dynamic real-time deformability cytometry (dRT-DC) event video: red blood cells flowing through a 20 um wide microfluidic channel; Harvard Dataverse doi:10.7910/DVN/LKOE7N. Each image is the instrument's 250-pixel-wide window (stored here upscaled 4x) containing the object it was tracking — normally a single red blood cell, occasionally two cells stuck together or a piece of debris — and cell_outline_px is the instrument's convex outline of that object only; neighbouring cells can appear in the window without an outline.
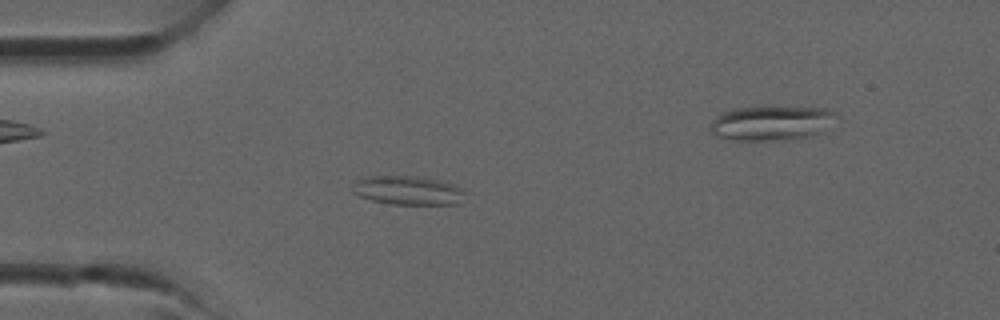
{"species": "common noctule bat (a hibernating species)", "species_latin": "Nyctalus noctula", "temperature_condition": "room temperature", "stored_images_in_passage": 22, "camera_frame_rate_fps": 3000, "um_per_image_px": 0.085, "animal": {"sex": "male", "forearm_length_mm": 52.5}, "frame": {"image": 1, "passage_image": 11, "time_ms": 3.333, "image_size_px": [1000, 320], "cell_outline_px": [[468, 192], [460, 204], [388, 204], [372, 200], [360, 196], [352, 192], [352, 184], [356, 180], [368, 176], [416, 176], [440, 180], [464, 188]], "centroid_in_image_um": [34.72, 16.18], "position_along_channel_um": 50.3, "area_um2": 19.31}}
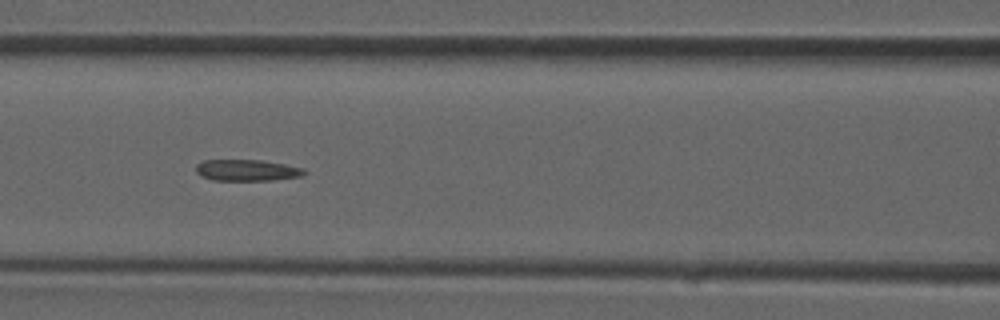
{"frame": {"image": 2, "passage_image": 17, "time_ms": 5.333, "image_size_px": [1000, 320], "cell_outline_px": [[308, 172], [304, 176], [272, 180], [212, 180], [200, 176], [196, 172], [196, 164], [204, 160], [260, 160], [284, 164], [304, 168]], "centroid_in_image_um": [21.01, 14.47], "position_along_channel_um": 145.6, "area_um2": 13.58}}
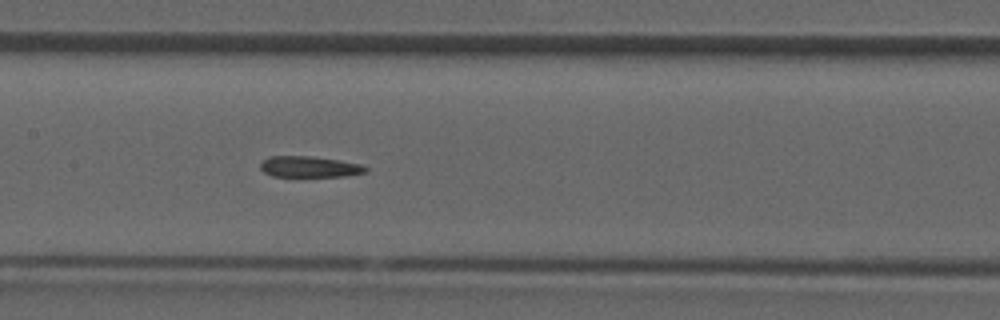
{"frame": {"image": 3, "passage_image": 19, "time_ms": 6.0, "image_size_px": [1000, 320], "cell_outline_px": [[368, 172], [344, 176], [272, 176], [264, 172], [260, 168], [260, 164], [268, 156], [308, 156], [340, 160], [360, 164], [368, 168]], "centroid_in_image_um": [26.31, 14.17], "position_along_channel_um": 181.1, "area_um2": 12.83}}